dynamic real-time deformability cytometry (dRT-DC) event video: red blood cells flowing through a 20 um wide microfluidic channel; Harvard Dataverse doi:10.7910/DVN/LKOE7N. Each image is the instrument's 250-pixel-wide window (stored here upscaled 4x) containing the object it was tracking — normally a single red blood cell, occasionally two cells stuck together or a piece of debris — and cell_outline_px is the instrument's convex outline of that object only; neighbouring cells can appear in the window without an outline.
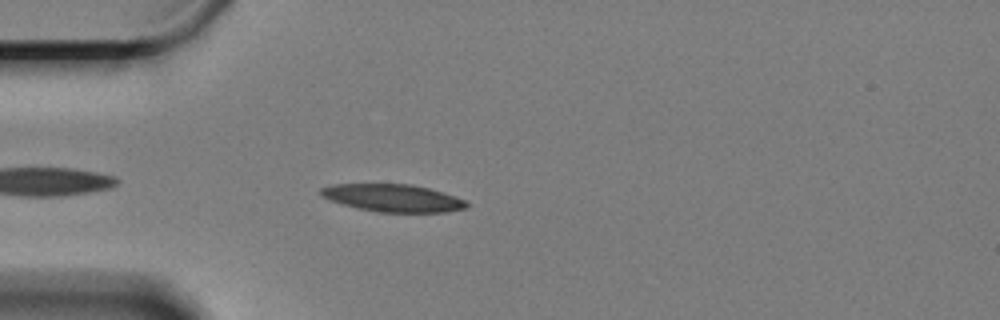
{"species": "Egyptian fruit bat (a non-hibernating species)", "species_latin": "Rousettus aegyptiacus", "temperature_condition": "cold", "stored_images_in_passage": 24, "camera_frame_rate_fps": 3000, "um_per_image_px": 0.085, "animal": {"sex": "female"}, "frame": {"image": 1, "passage_image": 4, "time_ms": 1.0, "image_size_px": [1000, 320], "cell_outline_px": [[468, 204], [464, 208], [444, 212], [380, 212], [356, 208], [332, 200], [324, 196], [320, 192], [320, 188], [336, 184], [412, 184], [428, 188], [456, 196], [464, 200]], "centroid_in_image_um": [33.41, 16.82], "position_along_channel_um": 51.6, "area_um2": 23.0}}
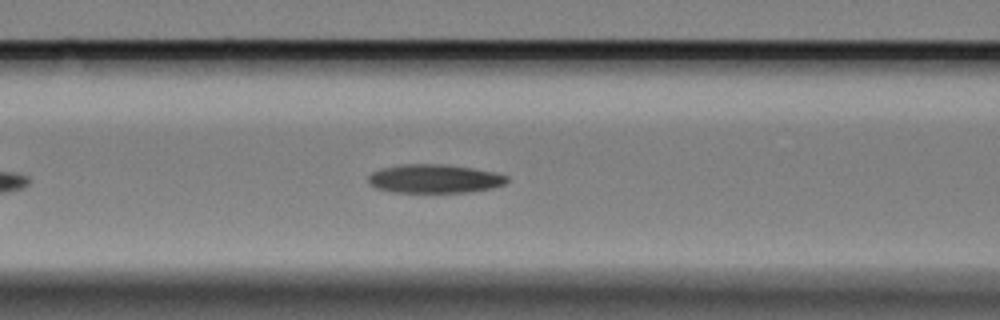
{"frame": {"image": 2, "passage_image": 12, "time_ms": 3.667, "image_size_px": [1000, 320], "cell_outline_px": [[508, 180], [504, 184], [492, 188], [468, 192], [392, 192], [376, 188], [368, 180], [368, 176], [372, 172], [380, 168], [400, 164], [444, 164], [472, 168], [496, 172], [508, 176]], "centroid_in_image_um": [36.93, 15.18], "position_along_channel_um": 129.7, "area_um2": 23.24}}
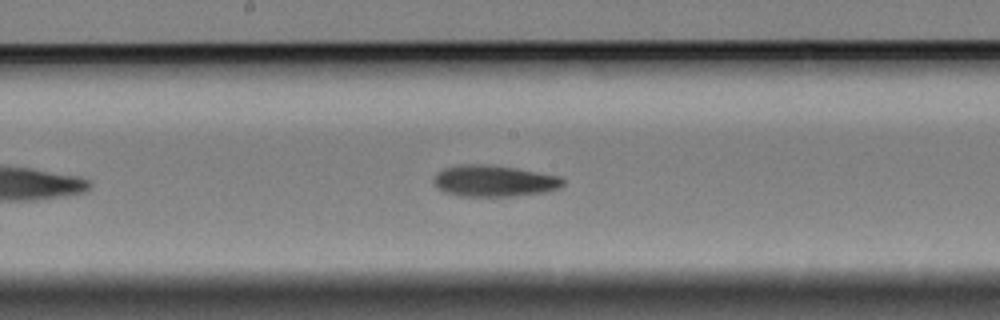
{"frame": {"image": 3, "passage_image": 19, "time_ms": 6.0, "image_size_px": [1000, 320], "cell_outline_px": [[564, 184], [560, 188], [548, 192], [516, 196], [460, 196], [444, 192], [436, 184], [436, 172], [444, 168], [456, 164], [488, 164], [516, 168], [560, 176], [564, 180]], "centroid_in_image_um": [42.04, 15.37], "position_along_channel_um": 206.2, "area_um2": 23.76}}